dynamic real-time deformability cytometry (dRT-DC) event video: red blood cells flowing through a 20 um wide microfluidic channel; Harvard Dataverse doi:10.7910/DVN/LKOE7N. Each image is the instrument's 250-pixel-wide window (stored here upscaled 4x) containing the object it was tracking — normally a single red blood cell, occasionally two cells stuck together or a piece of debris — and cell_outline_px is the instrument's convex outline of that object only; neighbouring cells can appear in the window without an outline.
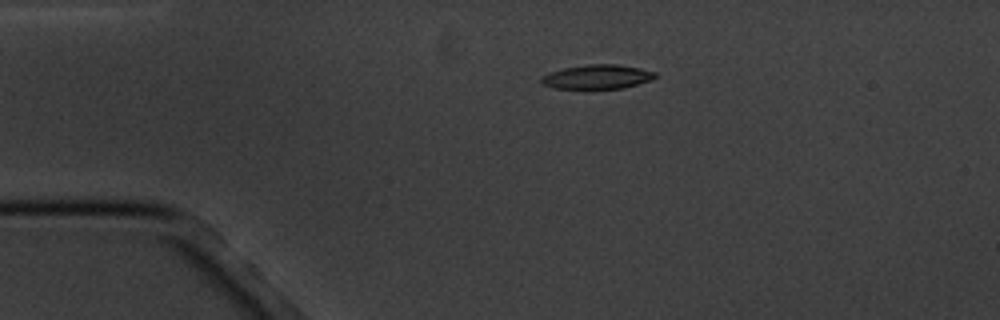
{"species": "common noctule bat (a hibernating species)", "species_latin": "Nyctalus noctula", "temperature_condition": "cold", "stored_images_in_passage": 3, "camera_frame_rate_fps": 3000, "um_per_image_px": 0.085, "animal": {"sex": "male", "body_mass_g": 20.1, "forearm_length_mm": 53.5}, "frame": {"image": 1, "passage_image": 1, "time_ms": 0.0, "image_size_px": [1000, 320], "cell_outline_px": [[656, 76], [652, 80], [624, 88], [556, 88], [540, 84], [540, 76], [548, 72], [564, 68], [588, 64], [616, 64], [640, 68], [656, 72]], "centroid_in_image_um": [50.74, 6.52], "position_along_channel_um": 34.3, "area_um2": 16.13}}
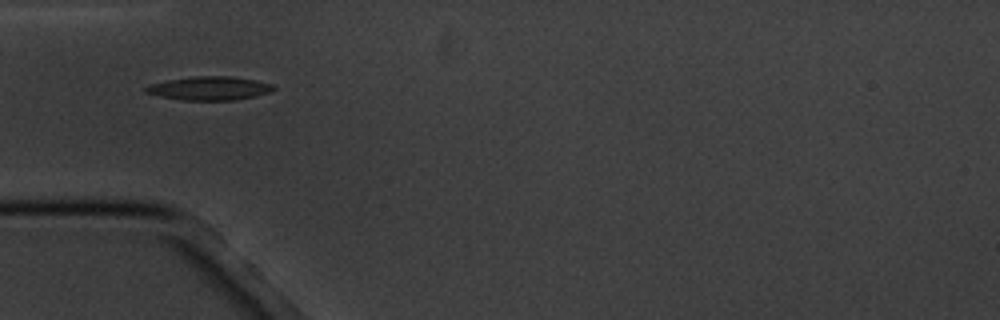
{"frame": {"image": 2, "passage_image": 3, "time_ms": 2.0, "image_size_px": [1000, 320], "cell_outline_px": [[276, 88], [268, 92], [256, 96], [236, 100], [184, 100], [160, 96], [144, 92], [144, 88], [152, 84], [168, 80], [196, 76], [232, 76], [256, 80], [272, 84]], "centroid_in_image_um": [17.83, 7.5], "position_along_channel_um": 67.2, "area_um2": 17.46}}